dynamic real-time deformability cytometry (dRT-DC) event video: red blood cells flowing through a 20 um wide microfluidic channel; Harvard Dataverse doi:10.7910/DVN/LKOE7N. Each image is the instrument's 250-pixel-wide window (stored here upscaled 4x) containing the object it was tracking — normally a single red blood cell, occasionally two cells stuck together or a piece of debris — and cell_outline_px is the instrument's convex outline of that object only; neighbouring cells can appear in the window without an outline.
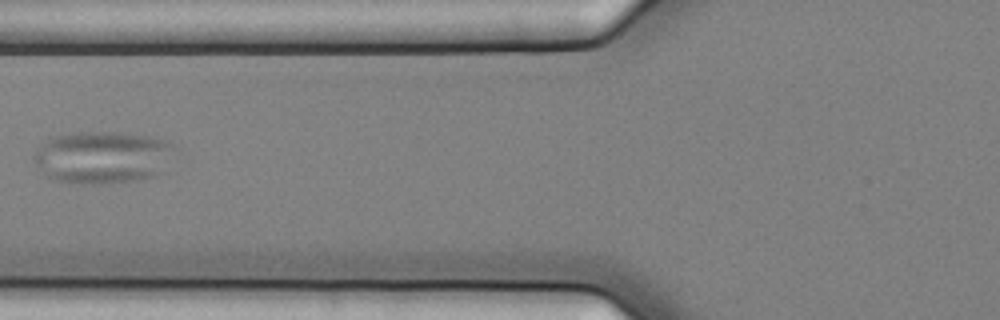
{"species": "common noctule bat (a hibernating species)", "species_latin": "Nyctalus noctula", "temperature_condition": "cold", "stored_images_in_passage": 3, "camera_frame_rate_fps": 3000, "um_per_image_px": 0.085, "animal": {"sex": "female", "body_mass_g": 25.1}, "frame": {"image": 1, "passage_image": 3, "time_ms": 0.667, "image_size_px": [1000, 320], "cell_outline_px": [[172, 148], [156, 172], [152, 176], [136, 180], [56, 180], [44, 176], [40, 172], [36, 164], [36, 148], [40, 144], [52, 136], [80, 132], [124, 132], [152, 136], [164, 140], [172, 144]], "centroid_in_image_um": [8.6, 13.28], "position_along_channel_um": 117.2, "area_um2": 40.75}}